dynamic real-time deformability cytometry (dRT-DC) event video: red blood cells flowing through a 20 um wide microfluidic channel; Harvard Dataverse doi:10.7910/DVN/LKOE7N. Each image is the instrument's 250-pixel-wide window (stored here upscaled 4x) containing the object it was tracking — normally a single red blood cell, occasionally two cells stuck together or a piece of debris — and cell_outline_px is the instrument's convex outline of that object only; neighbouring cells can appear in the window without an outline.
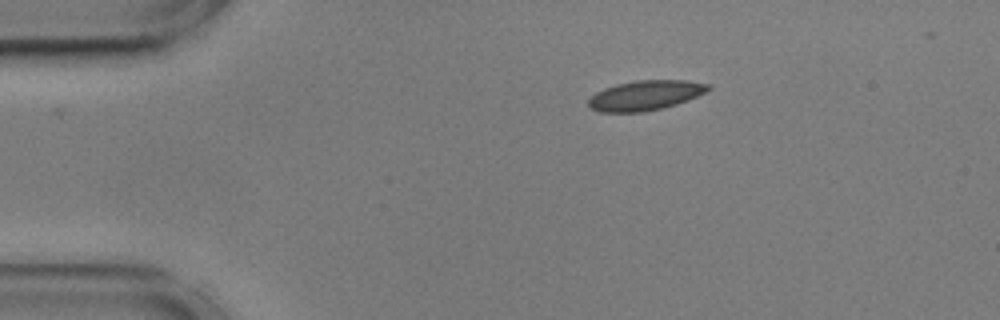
{"species": "common noctule bat (a hibernating species)", "species_latin": "Nyctalus noctula", "temperature_condition": "cold", "stored_images_in_passage": 44, "camera_frame_rate_fps": 3000, "um_per_image_px": 0.085, "animal": {"sex": "male", "body_mass_g": 17.9, "forearm_length_mm": 54.2}, "frame": {"image": 1, "passage_image": 1, "time_ms": 0.0, "image_size_px": [1000, 320], "cell_outline_px": [[712, 88], [688, 100], [676, 104], [644, 112], [600, 112], [592, 108], [588, 104], [588, 100], [596, 92], [604, 88], [616, 84], [636, 80], [688, 80], [708, 84]], "centroid_in_image_um": [54.84, 8.1], "position_along_channel_um": 30.2, "area_um2": 20.69}}
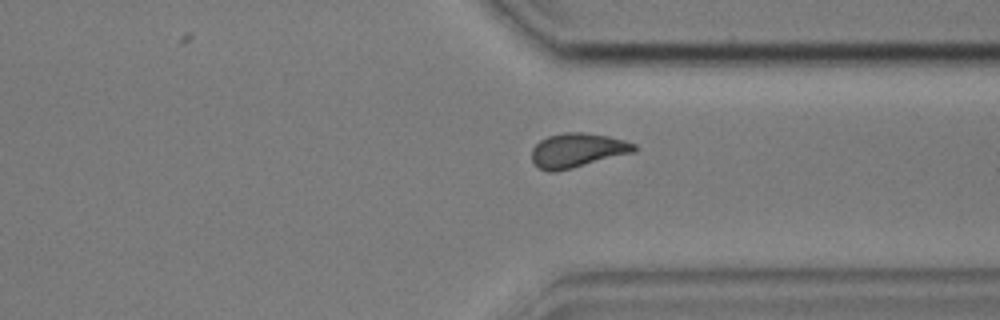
{"frame": {"image": 2, "passage_image": 33, "time_ms": 10.667, "image_size_px": [1000, 320], "cell_outline_px": [[640, 148], [636, 152], [556, 172], [548, 172], [540, 168], [532, 160], [532, 148], [540, 140], [548, 136], [564, 132], [584, 132], [608, 136], [624, 140], [636, 144]], "centroid_in_image_um": [49.12, 12.77], "position_along_channel_um": 362.3, "area_um2": 20.63}}
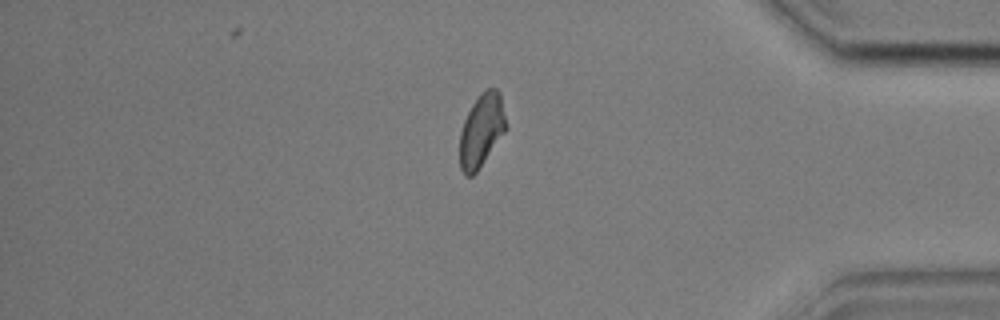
{"frame": {"image": 3, "passage_image": 38, "time_ms": 12.333, "image_size_px": [1000, 320], "cell_outline_px": [[508, 128], [476, 172], [472, 176], [464, 176], [460, 168], [460, 132], [464, 120], [472, 104], [488, 88], [496, 88], [500, 92]], "centroid_in_image_um": [40.94, 11.1], "position_along_channel_um": 394.3, "area_um2": 19.59}, "authors_computed_cell_mechanics": {"area_um2": 20.1722, "velocity_mm_per_s": 3.5744, "shape_relaxation_time_tau1_ms": null, "shape_relaxation_time_tau2_ms": 2.0224, "deformation_change_tau1": null, "deformation_change_tau2": 0.0644}}